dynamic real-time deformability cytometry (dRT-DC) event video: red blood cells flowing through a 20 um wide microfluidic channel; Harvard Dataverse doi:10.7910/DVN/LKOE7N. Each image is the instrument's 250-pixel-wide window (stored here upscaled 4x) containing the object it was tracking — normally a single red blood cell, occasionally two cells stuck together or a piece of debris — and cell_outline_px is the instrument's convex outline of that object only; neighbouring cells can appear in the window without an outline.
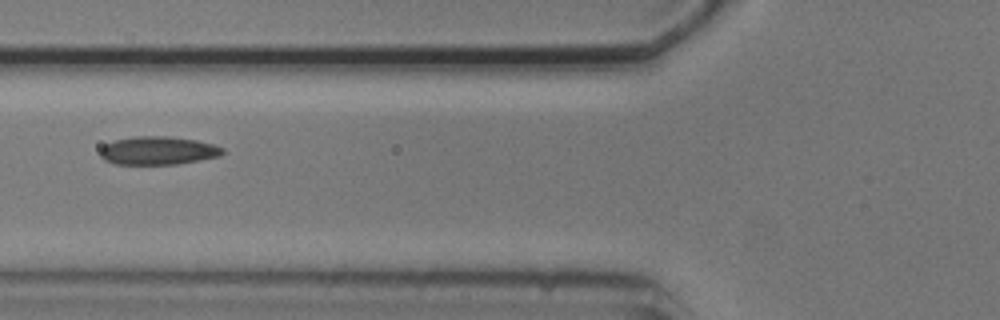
{"species": "common noctule bat (a hibernating species)", "species_latin": "Nyctalus noctula", "temperature_condition": "cold", "stored_images_in_passage": 7, "camera_frame_rate_fps": 3000, "um_per_image_px": 0.085, "animal": {"sex": "male", "body_mass_g": 20.5, "forearm_length_mm": 52.5}, "frame": {"image": 1, "passage_image": 7, "time_ms": 8.0, "image_size_px": [1000, 320], "cell_outline_px": [[224, 152], [220, 156], [176, 164], [116, 164], [104, 160], [100, 156], [100, 148], [104, 144], [116, 140], [136, 136], [168, 136], [196, 140], [212, 144], [224, 148]], "centroid_in_image_um": [13.41, 12.8], "position_along_channel_um": 112.4, "area_um2": 20.11}}